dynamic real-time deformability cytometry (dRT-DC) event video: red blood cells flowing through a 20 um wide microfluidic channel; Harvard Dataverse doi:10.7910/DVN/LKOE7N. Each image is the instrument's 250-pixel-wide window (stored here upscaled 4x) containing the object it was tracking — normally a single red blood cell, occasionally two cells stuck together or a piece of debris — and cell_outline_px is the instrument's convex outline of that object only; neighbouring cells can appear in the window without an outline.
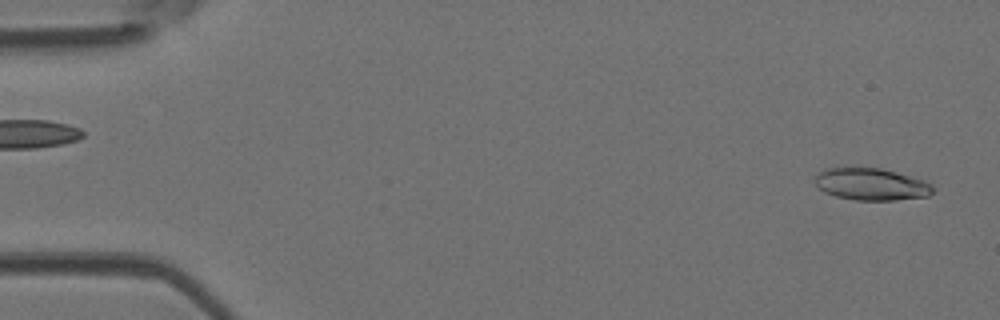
{"species": "Egyptian fruit bat (a non-hibernating species)", "species_latin": "Rousettus aegyptiacus", "temperature_condition": "room temperature", "stored_images_in_passage": 47, "camera_frame_rate_fps": 3000, "um_per_image_px": 0.085, "animal": {"sex": "female"}, "frame": {"image": 1, "passage_image": 1, "time_ms": 0.0, "image_size_px": [1000, 320], "cell_outline_px": [[932, 192], [928, 196], [896, 200], [856, 200], [836, 196], [824, 192], [812, 180], [820, 172], [828, 168], [880, 168], [896, 172], [924, 180], [932, 184]], "centroid_in_image_um": [74.05, 15.66], "position_along_channel_um": 10.9, "area_um2": 21.85}}
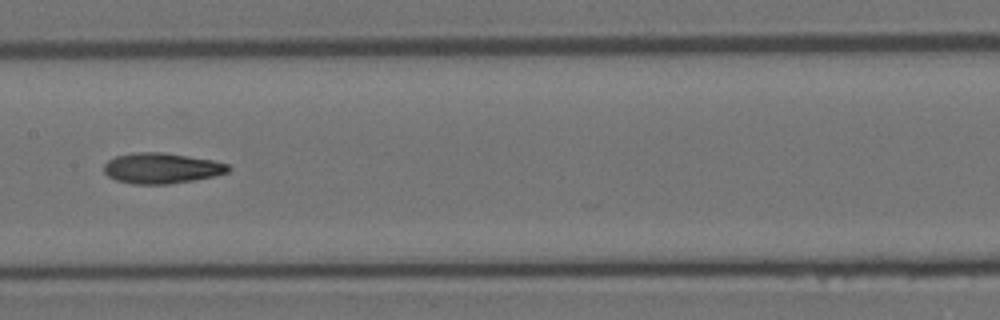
{"frame": {"image": 2, "passage_image": 23, "time_ms": 7.333, "image_size_px": [1000, 320], "cell_outline_px": [[232, 168], [228, 172], [212, 176], [192, 180], [168, 184], [132, 184], [116, 180], [108, 176], [104, 172], [104, 164], [108, 160], [116, 156], [136, 152], [164, 152], [212, 160], [228, 164]], "centroid_in_image_um": [13.71, 14.29], "position_along_channel_um": 193.7, "area_um2": 22.08}}
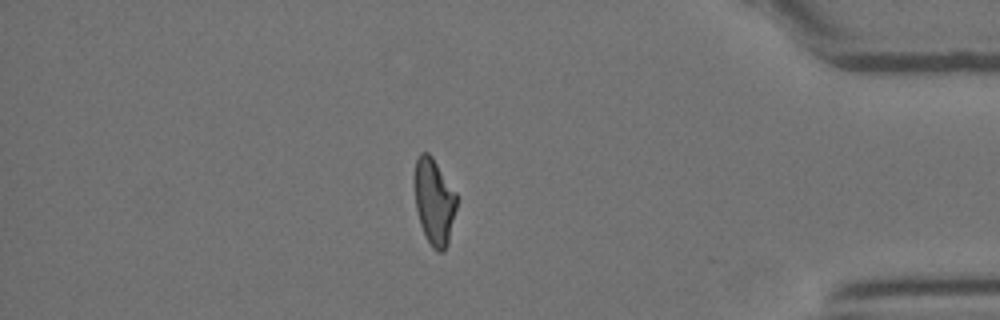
{"frame": {"image": 3, "passage_image": 40, "time_ms": 13.0, "image_size_px": [1000, 320], "cell_outline_px": [[456, 208], [448, 244], [444, 252], [436, 252], [432, 248], [424, 236], [420, 224], [416, 208], [412, 184], [412, 176], [416, 160], [420, 152], [428, 152], [432, 156], [456, 192]], "centroid_in_image_um": [36.86, 17.12], "position_along_channel_um": 398.3, "area_um2": 21.79}, "authors_computed_cell_mechanics": {"area_um2": 21.7906, "velocity_mm_per_s": 4.2423, "shape_relaxation_time_tau1_ms": null, "shape_relaxation_time_tau2_ms": 3.2177, "deformation_change_tau1": null, "deformation_change_tau2": 0.1197}}